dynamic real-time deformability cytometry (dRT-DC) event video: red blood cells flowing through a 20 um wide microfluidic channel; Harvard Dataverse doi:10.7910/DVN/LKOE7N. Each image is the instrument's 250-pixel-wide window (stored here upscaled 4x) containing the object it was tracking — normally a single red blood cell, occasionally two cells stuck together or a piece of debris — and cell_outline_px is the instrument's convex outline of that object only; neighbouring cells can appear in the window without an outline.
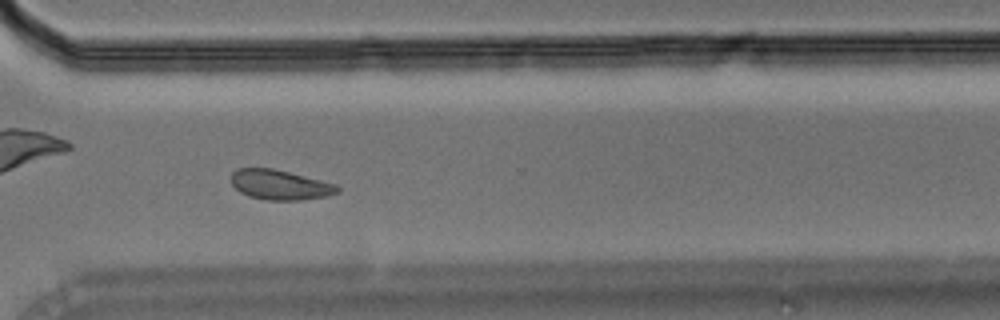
{"species": "Egyptian fruit bat (a non-hibernating species)", "species_latin": "Rousettus aegyptiacus", "temperature_condition": "room temperature", "stored_images_in_passage": 49, "camera_frame_rate_fps": 3000, "um_per_image_px": 0.085, "animal": {"sex": "male"}, "frame": {"image": 1, "passage_image": 35, "time_ms": 11.333, "image_size_px": [1000, 320], "cell_outline_px": [[340, 192], [324, 196], [300, 200], [268, 200], [248, 196], [240, 192], [232, 184], [232, 172], [236, 168], [272, 168], [336, 184], [340, 188]], "centroid_in_image_um": [23.78, 15.71], "position_along_channel_um": 346.8, "area_um2": 18.32}}